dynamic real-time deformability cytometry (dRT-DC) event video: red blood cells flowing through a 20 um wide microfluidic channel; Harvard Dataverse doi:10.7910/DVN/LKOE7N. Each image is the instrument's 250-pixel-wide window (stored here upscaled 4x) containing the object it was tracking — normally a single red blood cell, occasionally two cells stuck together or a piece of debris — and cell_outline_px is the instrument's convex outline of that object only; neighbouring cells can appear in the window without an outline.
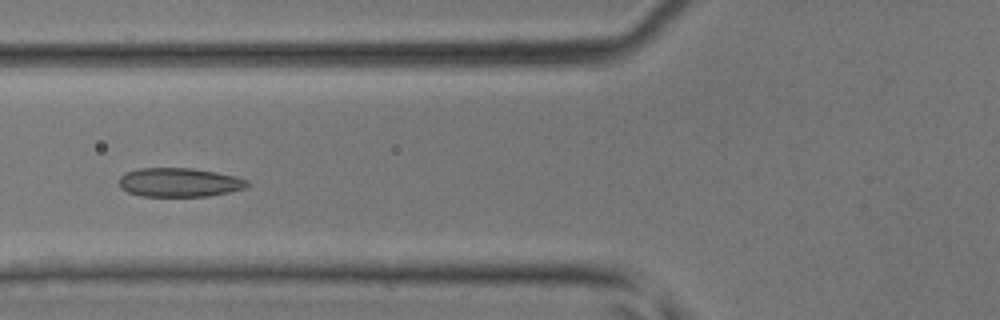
{"species": "common noctule bat (a hibernating species)", "species_latin": "Nyctalus noctula", "temperature_condition": "room temperature", "stored_images_in_passage": 43, "camera_frame_rate_fps": 3000, "um_per_image_px": 0.085, "animal": {"sex": "male", "body_mass_g": 17.9, "forearm_length_mm": 54.2}, "frame": {"image": 1, "passage_image": 17, "time_ms": 5.333, "image_size_px": [1000, 320], "cell_outline_px": [[252, 184], [244, 188], [228, 192], [208, 196], [140, 196], [128, 192], [120, 188], [120, 176], [124, 172], [140, 168], [192, 168], [216, 172], [236, 176], [248, 180]], "centroid_in_image_um": [15.25, 15.5], "position_along_channel_um": 110.6, "area_um2": 21.73}}
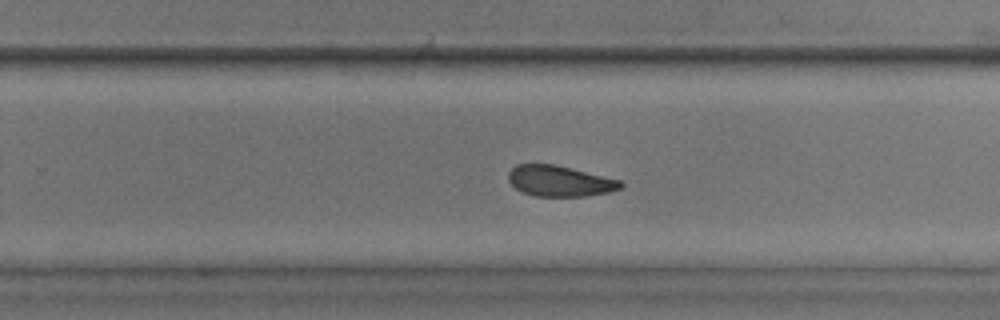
{"frame": {"image": 2, "passage_image": 28, "time_ms": 9.0, "image_size_px": [1000, 320], "cell_outline_px": [[624, 184], [620, 188], [608, 192], [584, 196], [536, 196], [520, 192], [508, 180], [508, 172], [516, 164], [552, 164], [620, 180]], "centroid_in_image_um": [47.52, 15.39], "position_along_channel_um": 282.3, "area_um2": 19.88}}
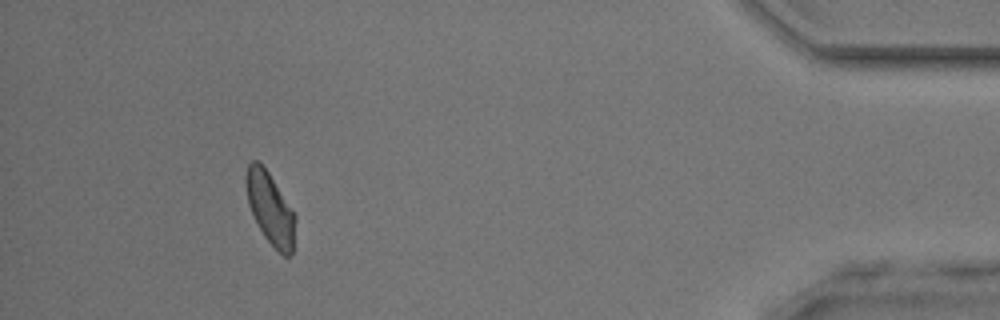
{"frame": {"image": 3, "passage_image": 40, "time_ms": 13.0, "image_size_px": [1000, 320], "cell_outline_px": [[296, 220], [292, 252], [288, 256], [284, 256], [264, 236], [248, 204], [244, 176], [248, 164], [252, 160], [256, 160], [268, 172], [296, 216]], "centroid_in_image_um": [22.95, 17.7], "position_along_channel_um": 412.2, "area_um2": 20.17}}